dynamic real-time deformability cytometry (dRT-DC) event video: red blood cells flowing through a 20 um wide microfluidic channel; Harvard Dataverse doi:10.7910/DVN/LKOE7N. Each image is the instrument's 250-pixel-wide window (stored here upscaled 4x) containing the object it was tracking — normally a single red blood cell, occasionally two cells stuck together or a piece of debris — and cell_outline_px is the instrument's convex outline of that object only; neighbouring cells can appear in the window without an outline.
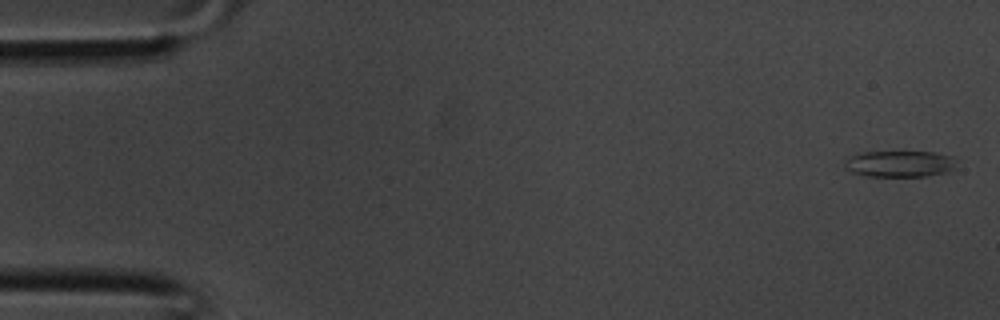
{"species": "common noctule bat (a hibernating species)", "species_latin": "Nyctalus noctula", "temperature_condition": "room temperature", "stored_images_in_passage": 11, "camera_frame_rate_fps": 3000, "um_per_image_px": 0.085, "animal": {"sex": "male", "body_mass_g": 20.1, "forearm_length_mm": 53.5}, "frame": {"image": 1, "passage_image": 1, "time_ms": 0.0, "image_size_px": [1000, 320], "cell_outline_px": [[956, 168], [944, 172], [924, 176], [868, 176], [852, 172], [844, 168], [844, 160], [848, 156], [864, 152], [932, 152], [952, 156], [956, 160]], "centroid_in_image_um": [76.44, 13.92], "position_along_channel_um": 8.6, "area_um2": 17.17}}